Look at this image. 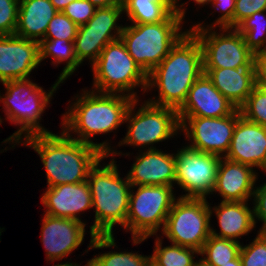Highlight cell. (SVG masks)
<instances>
[{
    "mask_svg": "<svg viewBox=\"0 0 266 266\" xmlns=\"http://www.w3.org/2000/svg\"><path fill=\"white\" fill-rule=\"evenodd\" d=\"M107 158L104 155L91 168L87 183L92 196V208L95 207V220L90 227L91 248L115 247L113 227L119 224L125 229L131 184L128 177L120 178L114 158L106 166L99 165Z\"/></svg>",
    "mask_w": 266,
    "mask_h": 266,
    "instance_id": "obj_1",
    "label": "cell"
},
{
    "mask_svg": "<svg viewBox=\"0 0 266 266\" xmlns=\"http://www.w3.org/2000/svg\"><path fill=\"white\" fill-rule=\"evenodd\" d=\"M83 92L63 115V131L72 139L94 146L104 155H120L121 152L111 150L107 142L97 144L89 139L96 134L109 133L124 123L134 98L94 90ZM69 132L77 133L78 137L73 138Z\"/></svg>",
    "mask_w": 266,
    "mask_h": 266,
    "instance_id": "obj_2",
    "label": "cell"
},
{
    "mask_svg": "<svg viewBox=\"0 0 266 266\" xmlns=\"http://www.w3.org/2000/svg\"><path fill=\"white\" fill-rule=\"evenodd\" d=\"M202 74V48L197 37L188 30L147 75L146 90L153 86L159 89V100L148 102L178 110L185 102L189 89Z\"/></svg>",
    "mask_w": 266,
    "mask_h": 266,
    "instance_id": "obj_3",
    "label": "cell"
},
{
    "mask_svg": "<svg viewBox=\"0 0 266 266\" xmlns=\"http://www.w3.org/2000/svg\"><path fill=\"white\" fill-rule=\"evenodd\" d=\"M23 144L33 148L42 159L47 187L87 181L91 168L104 156L99 149L70 138L64 131L60 135L30 136Z\"/></svg>",
    "mask_w": 266,
    "mask_h": 266,
    "instance_id": "obj_4",
    "label": "cell"
},
{
    "mask_svg": "<svg viewBox=\"0 0 266 266\" xmlns=\"http://www.w3.org/2000/svg\"><path fill=\"white\" fill-rule=\"evenodd\" d=\"M182 21L172 12L162 22L124 26L120 39L129 55L148 75L187 33L180 32Z\"/></svg>",
    "mask_w": 266,
    "mask_h": 266,
    "instance_id": "obj_5",
    "label": "cell"
},
{
    "mask_svg": "<svg viewBox=\"0 0 266 266\" xmlns=\"http://www.w3.org/2000/svg\"><path fill=\"white\" fill-rule=\"evenodd\" d=\"M61 82L58 80L49 92H45L42 87L28 79H18L2 83L7 92L1 97L3 108L7 119L16 125L21 126L13 135L3 140V142L20 143L22 134L25 138L52 134V132L40 126L41 115L50 103V98L57 90ZM15 141V142H13Z\"/></svg>",
    "mask_w": 266,
    "mask_h": 266,
    "instance_id": "obj_6",
    "label": "cell"
},
{
    "mask_svg": "<svg viewBox=\"0 0 266 266\" xmlns=\"http://www.w3.org/2000/svg\"><path fill=\"white\" fill-rule=\"evenodd\" d=\"M94 72V91L120 93L136 99V86L147 88V74L129 55L121 39L108 43L98 59L92 64ZM131 91V92H130ZM131 94H130V93Z\"/></svg>",
    "mask_w": 266,
    "mask_h": 266,
    "instance_id": "obj_7",
    "label": "cell"
},
{
    "mask_svg": "<svg viewBox=\"0 0 266 266\" xmlns=\"http://www.w3.org/2000/svg\"><path fill=\"white\" fill-rule=\"evenodd\" d=\"M130 192L129 208L125 229L133 236V243L140 244L164 228L166 218L172 209L175 196L173 187L160 185H141L137 191Z\"/></svg>",
    "mask_w": 266,
    "mask_h": 266,
    "instance_id": "obj_8",
    "label": "cell"
},
{
    "mask_svg": "<svg viewBox=\"0 0 266 266\" xmlns=\"http://www.w3.org/2000/svg\"><path fill=\"white\" fill-rule=\"evenodd\" d=\"M212 209L206 198H177L170 210L162 234L172 244L200 252L211 235Z\"/></svg>",
    "mask_w": 266,
    "mask_h": 266,
    "instance_id": "obj_9",
    "label": "cell"
},
{
    "mask_svg": "<svg viewBox=\"0 0 266 266\" xmlns=\"http://www.w3.org/2000/svg\"><path fill=\"white\" fill-rule=\"evenodd\" d=\"M207 27L199 23L189 29L201 45L203 68H255V55L235 28H221L218 34Z\"/></svg>",
    "mask_w": 266,
    "mask_h": 266,
    "instance_id": "obj_10",
    "label": "cell"
},
{
    "mask_svg": "<svg viewBox=\"0 0 266 266\" xmlns=\"http://www.w3.org/2000/svg\"><path fill=\"white\" fill-rule=\"evenodd\" d=\"M137 102L138 99H134L127 111L125 122L129 123L128 131L119 145H153L173 137L181 129L176 109L157 106L147 101L132 115Z\"/></svg>",
    "mask_w": 266,
    "mask_h": 266,
    "instance_id": "obj_11",
    "label": "cell"
},
{
    "mask_svg": "<svg viewBox=\"0 0 266 266\" xmlns=\"http://www.w3.org/2000/svg\"><path fill=\"white\" fill-rule=\"evenodd\" d=\"M177 152L175 183L188 192L181 197L206 198V195L212 194L221 157L188 147Z\"/></svg>",
    "mask_w": 266,
    "mask_h": 266,
    "instance_id": "obj_12",
    "label": "cell"
},
{
    "mask_svg": "<svg viewBox=\"0 0 266 266\" xmlns=\"http://www.w3.org/2000/svg\"><path fill=\"white\" fill-rule=\"evenodd\" d=\"M239 109L231 115L217 118L179 116L180 128L192 144V150L224 156L228 152L238 118ZM187 123V124H186ZM189 125V126H188ZM224 152V153H223Z\"/></svg>",
    "mask_w": 266,
    "mask_h": 266,
    "instance_id": "obj_13",
    "label": "cell"
},
{
    "mask_svg": "<svg viewBox=\"0 0 266 266\" xmlns=\"http://www.w3.org/2000/svg\"><path fill=\"white\" fill-rule=\"evenodd\" d=\"M40 63L39 42L0 35V82L28 79Z\"/></svg>",
    "mask_w": 266,
    "mask_h": 266,
    "instance_id": "obj_14",
    "label": "cell"
},
{
    "mask_svg": "<svg viewBox=\"0 0 266 266\" xmlns=\"http://www.w3.org/2000/svg\"><path fill=\"white\" fill-rule=\"evenodd\" d=\"M224 158L266 169V127L245 119L238 118L230 147Z\"/></svg>",
    "mask_w": 266,
    "mask_h": 266,
    "instance_id": "obj_15",
    "label": "cell"
},
{
    "mask_svg": "<svg viewBox=\"0 0 266 266\" xmlns=\"http://www.w3.org/2000/svg\"><path fill=\"white\" fill-rule=\"evenodd\" d=\"M42 223L41 239L50 262L62 260L83 242L86 225L83 221L45 214Z\"/></svg>",
    "mask_w": 266,
    "mask_h": 266,
    "instance_id": "obj_16",
    "label": "cell"
},
{
    "mask_svg": "<svg viewBox=\"0 0 266 266\" xmlns=\"http://www.w3.org/2000/svg\"><path fill=\"white\" fill-rule=\"evenodd\" d=\"M237 108L213 85L203 73L189 89L178 116L217 118L231 115Z\"/></svg>",
    "mask_w": 266,
    "mask_h": 266,
    "instance_id": "obj_17",
    "label": "cell"
},
{
    "mask_svg": "<svg viewBox=\"0 0 266 266\" xmlns=\"http://www.w3.org/2000/svg\"><path fill=\"white\" fill-rule=\"evenodd\" d=\"M173 155L161 152L152 146L146 152L139 154L126 175L131 187L141 185L173 187L176 178V160Z\"/></svg>",
    "mask_w": 266,
    "mask_h": 266,
    "instance_id": "obj_18",
    "label": "cell"
},
{
    "mask_svg": "<svg viewBox=\"0 0 266 266\" xmlns=\"http://www.w3.org/2000/svg\"><path fill=\"white\" fill-rule=\"evenodd\" d=\"M47 208L44 214L81 221L80 212L92 207V196L87 181L47 187L41 198Z\"/></svg>",
    "mask_w": 266,
    "mask_h": 266,
    "instance_id": "obj_19",
    "label": "cell"
},
{
    "mask_svg": "<svg viewBox=\"0 0 266 266\" xmlns=\"http://www.w3.org/2000/svg\"><path fill=\"white\" fill-rule=\"evenodd\" d=\"M256 179L253 167L221 157L212 193L219 192L222 201H248L254 195Z\"/></svg>",
    "mask_w": 266,
    "mask_h": 266,
    "instance_id": "obj_20",
    "label": "cell"
},
{
    "mask_svg": "<svg viewBox=\"0 0 266 266\" xmlns=\"http://www.w3.org/2000/svg\"><path fill=\"white\" fill-rule=\"evenodd\" d=\"M203 73L237 109L256 86L255 68H203Z\"/></svg>",
    "mask_w": 266,
    "mask_h": 266,
    "instance_id": "obj_21",
    "label": "cell"
},
{
    "mask_svg": "<svg viewBox=\"0 0 266 266\" xmlns=\"http://www.w3.org/2000/svg\"><path fill=\"white\" fill-rule=\"evenodd\" d=\"M57 12L50 0H19L15 35L39 42Z\"/></svg>",
    "mask_w": 266,
    "mask_h": 266,
    "instance_id": "obj_22",
    "label": "cell"
},
{
    "mask_svg": "<svg viewBox=\"0 0 266 266\" xmlns=\"http://www.w3.org/2000/svg\"><path fill=\"white\" fill-rule=\"evenodd\" d=\"M248 201H221L214 207L218 218L220 232L211 228V235L238 241L237 238L248 234L255 227L254 209H250Z\"/></svg>",
    "mask_w": 266,
    "mask_h": 266,
    "instance_id": "obj_23",
    "label": "cell"
},
{
    "mask_svg": "<svg viewBox=\"0 0 266 266\" xmlns=\"http://www.w3.org/2000/svg\"><path fill=\"white\" fill-rule=\"evenodd\" d=\"M123 12L134 24L164 21L173 12V0H121Z\"/></svg>",
    "mask_w": 266,
    "mask_h": 266,
    "instance_id": "obj_24",
    "label": "cell"
},
{
    "mask_svg": "<svg viewBox=\"0 0 266 266\" xmlns=\"http://www.w3.org/2000/svg\"><path fill=\"white\" fill-rule=\"evenodd\" d=\"M40 61L51 56L54 65L66 61V66L58 77L61 83L66 80L79 67L75 54L74 41L64 39H41L39 41Z\"/></svg>",
    "mask_w": 266,
    "mask_h": 266,
    "instance_id": "obj_25",
    "label": "cell"
},
{
    "mask_svg": "<svg viewBox=\"0 0 266 266\" xmlns=\"http://www.w3.org/2000/svg\"><path fill=\"white\" fill-rule=\"evenodd\" d=\"M121 35L86 33L78 26L76 38L74 40L75 54L77 61L81 64L84 59H89L92 64L98 59L104 47ZM87 58V59H86Z\"/></svg>",
    "mask_w": 266,
    "mask_h": 266,
    "instance_id": "obj_26",
    "label": "cell"
},
{
    "mask_svg": "<svg viewBox=\"0 0 266 266\" xmlns=\"http://www.w3.org/2000/svg\"><path fill=\"white\" fill-rule=\"evenodd\" d=\"M240 248L239 241L210 235L199 255H205L203 259L211 266H221L234 260L239 255Z\"/></svg>",
    "mask_w": 266,
    "mask_h": 266,
    "instance_id": "obj_27",
    "label": "cell"
},
{
    "mask_svg": "<svg viewBox=\"0 0 266 266\" xmlns=\"http://www.w3.org/2000/svg\"><path fill=\"white\" fill-rule=\"evenodd\" d=\"M266 10L255 12L242 20L235 29L243 35L248 49L255 55L266 48Z\"/></svg>",
    "mask_w": 266,
    "mask_h": 266,
    "instance_id": "obj_28",
    "label": "cell"
},
{
    "mask_svg": "<svg viewBox=\"0 0 266 266\" xmlns=\"http://www.w3.org/2000/svg\"><path fill=\"white\" fill-rule=\"evenodd\" d=\"M122 13H124L122 3L96 8L94 16L79 27L86 33L113 34L114 32V35H121L124 27L118 26L116 22Z\"/></svg>",
    "mask_w": 266,
    "mask_h": 266,
    "instance_id": "obj_29",
    "label": "cell"
},
{
    "mask_svg": "<svg viewBox=\"0 0 266 266\" xmlns=\"http://www.w3.org/2000/svg\"><path fill=\"white\" fill-rule=\"evenodd\" d=\"M156 239L155 249L151 260L154 261L158 266H193L194 265V254H199V251L183 247L180 245L172 244L162 248V240Z\"/></svg>",
    "mask_w": 266,
    "mask_h": 266,
    "instance_id": "obj_30",
    "label": "cell"
},
{
    "mask_svg": "<svg viewBox=\"0 0 266 266\" xmlns=\"http://www.w3.org/2000/svg\"><path fill=\"white\" fill-rule=\"evenodd\" d=\"M239 111L245 119L266 127V89L256 85Z\"/></svg>",
    "mask_w": 266,
    "mask_h": 266,
    "instance_id": "obj_31",
    "label": "cell"
},
{
    "mask_svg": "<svg viewBox=\"0 0 266 266\" xmlns=\"http://www.w3.org/2000/svg\"><path fill=\"white\" fill-rule=\"evenodd\" d=\"M150 256L132 252H108L95 256L85 266H146Z\"/></svg>",
    "mask_w": 266,
    "mask_h": 266,
    "instance_id": "obj_32",
    "label": "cell"
},
{
    "mask_svg": "<svg viewBox=\"0 0 266 266\" xmlns=\"http://www.w3.org/2000/svg\"><path fill=\"white\" fill-rule=\"evenodd\" d=\"M77 30L78 26L62 11H58L49 22L44 39H64L74 41Z\"/></svg>",
    "mask_w": 266,
    "mask_h": 266,
    "instance_id": "obj_33",
    "label": "cell"
},
{
    "mask_svg": "<svg viewBox=\"0 0 266 266\" xmlns=\"http://www.w3.org/2000/svg\"><path fill=\"white\" fill-rule=\"evenodd\" d=\"M239 256L243 266H266V233H258L252 243L241 245Z\"/></svg>",
    "mask_w": 266,
    "mask_h": 266,
    "instance_id": "obj_34",
    "label": "cell"
},
{
    "mask_svg": "<svg viewBox=\"0 0 266 266\" xmlns=\"http://www.w3.org/2000/svg\"><path fill=\"white\" fill-rule=\"evenodd\" d=\"M19 0H0V35H14Z\"/></svg>",
    "mask_w": 266,
    "mask_h": 266,
    "instance_id": "obj_35",
    "label": "cell"
},
{
    "mask_svg": "<svg viewBox=\"0 0 266 266\" xmlns=\"http://www.w3.org/2000/svg\"><path fill=\"white\" fill-rule=\"evenodd\" d=\"M96 8L88 0H74L62 12L77 26H81L94 16Z\"/></svg>",
    "mask_w": 266,
    "mask_h": 266,
    "instance_id": "obj_36",
    "label": "cell"
},
{
    "mask_svg": "<svg viewBox=\"0 0 266 266\" xmlns=\"http://www.w3.org/2000/svg\"><path fill=\"white\" fill-rule=\"evenodd\" d=\"M263 10H266V0H236L234 28L246 17Z\"/></svg>",
    "mask_w": 266,
    "mask_h": 266,
    "instance_id": "obj_37",
    "label": "cell"
},
{
    "mask_svg": "<svg viewBox=\"0 0 266 266\" xmlns=\"http://www.w3.org/2000/svg\"><path fill=\"white\" fill-rule=\"evenodd\" d=\"M236 0H212L213 8L220 10L222 13L212 26L217 25L220 28H234V11H235Z\"/></svg>",
    "mask_w": 266,
    "mask_h": 266,
    "instance_id": "obj_38",
    "label": "cell"
},
{
    "mask_svg": "<svg viewBox=\"0 0 266 266\" xmlns=\"http://www.w3.org/2000/svg\"><path fill=\"white\" fill-rule=\"evenodd\" d=\"M254 189V218L263 222L259 233H266V183Z\"/></svg>",
    "mask_w": 266,
    "mask_h": 266,
    "instance_id": "obj_39",
    "label": "cell"
},
{
    "mask_svg": "<svg viewBox=\"0 0 266 266\" xmlns=\"http://www.w3.org/2000/svg\"><path fill=\"white\" fill-rule=\"evenodd\" d=\"M256 85L266 89V52L255 54L254 57Z\"/></svg>",
    "mask_w": 266,
    "mask_h": 266,
    "instance_id": "obj_40",
    "label": "cell"
},
{
    "mask_svg": "<svg viewBox=\"0 0 266 266\" xmlns=\"http://www.w3.org/2000/svg\"><path fill=\"white\" fill-rule=\"evenodd\" d=\"M88 1L97 8L108 7L121 3V0H88Z\"/></svg>",
    "mask_w": 266,
    "mask_h": 266,
    "instance_id": "obj_41",
    "label": "cell"
},
{
    "mask_svg": "<svg viewBox=\"0 0 266 266\" xmlns=\"http://www.w3.org/2000/svg\"><path fill=\"white\" fill-rule=\"evenodd\" d=\"M53 6L58 10V11H63V9L69 5L71 2L74 0H50Z\"/></svg>",
    "mask_w": 266,
    "mask_h": 266,
    "instance_id": "obj_42",
    "label": "cell"
},
{
    "mask_svg": "<svg viewBox=\"0 0 266 266\" xmlns=\"http://www.w3.org/2000/svg\"><path fill=\"white\" fill-rule=\"evenodd\" d=\"M177 2L178 0H173V12L176 13L178 16H180L181 19L183 20L186 14L185 13L186 11L182 8L184 3H182L181 6H179V5H176Z\"/></svg>",
    "mask_w": 266,
    "mask_h": 266,
    "instance_id": "obj_43",
    "label": "cell"
},
{
    "mask_svg": "<svg viewBox=\"0 0 266 266\" xmlns=\"http://www.w3.org/2000/svg\"><path fill=\"white\" fill-rule=\"evenodd\" d=\"M221 266H243L240 256L238 255L234 260L229 261L225 265Z\"/></svg>",
    "mask_w": 266,
    "mask_h": 266,
    "instance_id": "obj_44",
    "label": "cell"
},
{
    "mask_svg": "<svg viewBox=\"0 0 266 266\" xmlns=\"http://www.w3.org/2000/svg\"><path fill=\"white\" fill-rule=\"evenodd\" d=\"M193 266H211L208 264L203 258H201L199 261L194 262Z\"/></svg>",
    "mask_w": 266,
    "mask_h": 266,
    "instance_id": "obj_45",
    "label": "cell"
},
{
    "mask_svg": "<svg viewBox=\"0 0 266 266\" xmlns=\"http://www.w3.org/2000/svg\"><path fill=\"white\" fill-rule=\"evenodd\" d=\"M197 4L199 5H204L205 3L209 4V3H212V0H194Z\"/></svg>",
    "mask_w": 266,
    "mask_h": 266,
    "instance_id": "obj_46",
    "label": "cell"
},
{
    "mask_svg": "<svg viewBox=\"0 0 266 266\" xmlns=\"http://www.w3.org/2000/svg\"><path fill=\"white\" fill-rule=\"evenodd\" d=\"M54 266H80V265H78V264H76V263H63V264H57V265H54Z\"/></svg>",
    "mask_w": 266,
    "mask_h": 266,
    "instance_id": "obj_47",
    "label": "cell"
},
{
    "mask_svg": "<svg viewBox=\"0 0 266 266\" xmlns=\"http://www.w3.org/2000/svg\"><path fill=\"white\" fill-rule=\"evenodd\" d=\"M146 266H158L154 261L151 259L147 262Z\"/></svg>",
    "mask_w": 266,
    "mask_h": 266,
    "instance_id": "obj_48",
    "label": "cell"
}]
</instances>
